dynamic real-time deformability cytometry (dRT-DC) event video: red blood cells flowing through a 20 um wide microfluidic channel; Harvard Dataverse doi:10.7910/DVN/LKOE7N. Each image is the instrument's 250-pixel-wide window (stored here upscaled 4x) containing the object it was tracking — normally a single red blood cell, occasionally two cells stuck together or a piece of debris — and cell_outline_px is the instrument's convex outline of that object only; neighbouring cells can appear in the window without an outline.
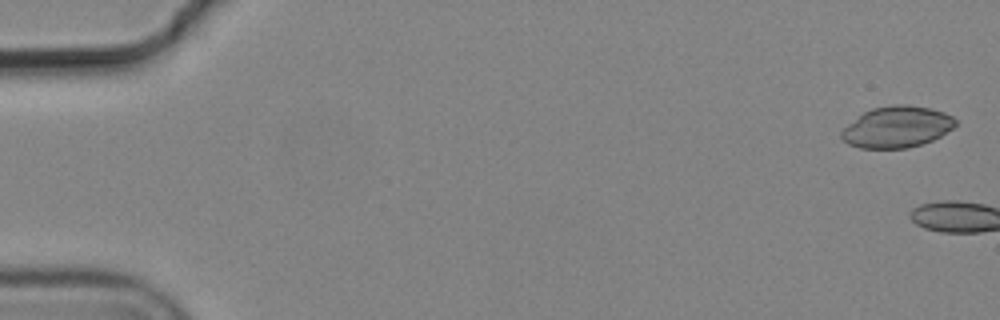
{"species": "common noctule bat (a hibernating species)", "species_latin": "Nyctalus noctula", "temperature_condition": "cold", "stored_images_in_passage": 7, "camera_frame_rate_fps": 3000, "um_per_image_px": 0.085, "animal": {"sex": "male", "body_mass_g": 19.2, "forearm_length_mm": 51.8}, "frame": {"image": 1, "passage_image": 1, "time_ms": 0.0, "image_size_px": [1000, 320], "cell_outline_px": [[956, 124], [952, 128], [940, 136], [932, 140], [908, 148], [860, 148], [848, 144], [840, 136], [840, 132], [848, 124], [864, 112], [872, 108], [892, 104], [908, 104], [928, 108], [944, 112], [952, 116], [956, 120]], "centroid_in_image_um": [76.22, 10.78], "position_along_channel_um": 8.8, "area_um2": 27.34}}